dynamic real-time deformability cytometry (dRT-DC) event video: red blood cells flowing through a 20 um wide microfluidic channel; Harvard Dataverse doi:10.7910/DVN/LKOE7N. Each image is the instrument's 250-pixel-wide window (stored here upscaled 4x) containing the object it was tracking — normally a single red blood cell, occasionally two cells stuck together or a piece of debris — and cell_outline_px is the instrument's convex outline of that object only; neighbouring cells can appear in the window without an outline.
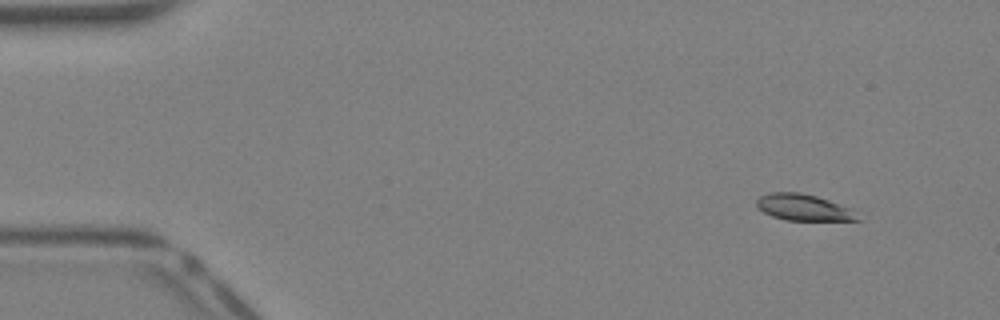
{"species": "Egyptian fruit bat (a non-hibernating species)", "species_latin": "Rousettus aegyptiacus", "temperature_condition": "warm", "stored_images_in_passage": 37, "camera_frame_rate_fps": 3000, "um_per_image_px": 0.085, "animal": {"sex": "female"}, "frame": {"image": 1, "passage_image": 1, "time_ms": 0.0, "image_size_px": [1000, 320], "cell_outline_px": [[860, 220], [784, 220], [772, 216], [756, 208], [756, 200], [760, 196], [772, 192], [800, 192], [816, 196], [852, 208]], "centroid_in_image_um": [68.27, 17.63], "position_along_channel_um": 16.7, "area_um2": 15.49}}
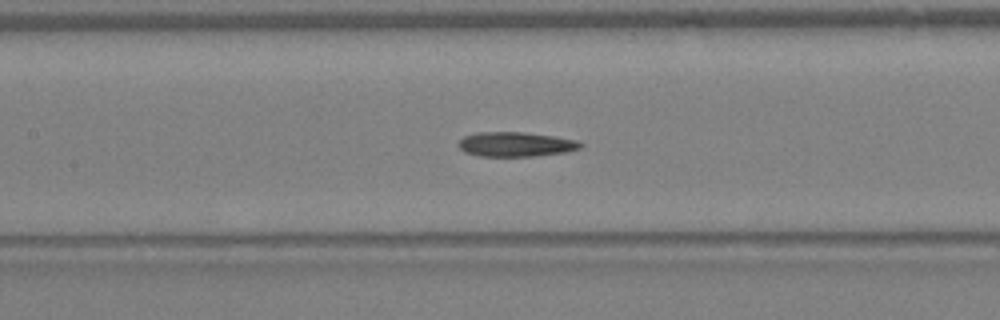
{"frame": {"image": 2, "passage_image": 16, "time_ms": 5.0, "image_size_px": [1000, 320], "cell_outline_px": [[584, 144], [580, 148], [564, 152], [536, 156], [480, 156], [464, 152], [460, 148], [460, 140], [464, 136], [476, 132], [524, 132], [552, 136], [576, 140]], "centroid_in_image_um": [43.83, 12.26], "position_along_channel_um": 163.6, "area_um2": 17.34}}
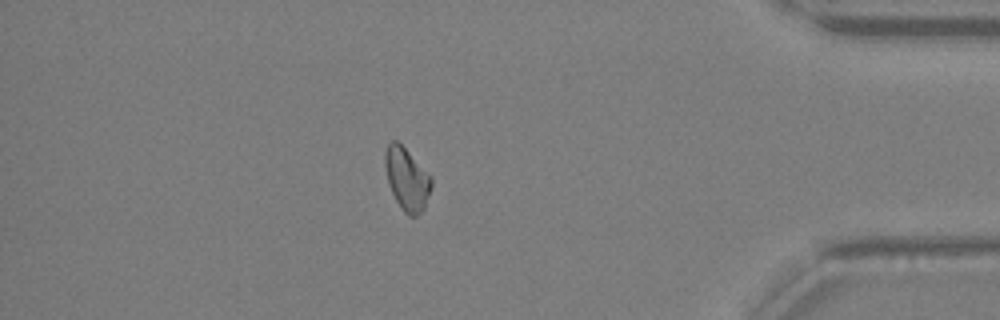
{"frame": {"image": 3, "passage_image": 32, "time_ms": 10.333, "image_size_px": [1000, 320], "cell_outline_px": [[432, 188], [424, 208], [416, 216], [408, 216], [404, 212], [396, 200], [388, 184], [384, 164], [384, 152], [388, 144], [392, 140], [396, 140], [432, 176]], "centroid_in_image_um": [34.58, 15.22], "position_along_channel_um": 400.6, "area_um2": 16.88}}